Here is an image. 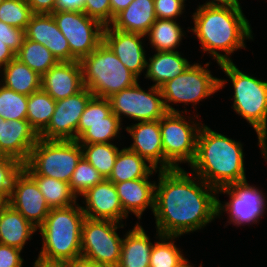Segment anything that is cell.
I'll use <instances>...</instances> for the list:
<instances>
[{"label":"cell","mask_w":267,"mask_h":267,"mask_svg":"<svg viewBox=\"0 0 267 267\" xmlns=\"http://www.w3.org/2000/svg\"><path fill=\"white\" fill-rule=\"evenodd\" d=\"M112 112L121 120L123 115L137 122L160 120L168 111L161 89L153 85L148 91L137 82L108 98Z\"/></svg>","instance_id":"12"},{"label":"cell","mask_w":267,"mask_h":267,"mask_svg":"<svg viewBox=\"0 0 267 267\" xmlns=\"http://www.w3.org/2000/svg\"><path fill=\"white\" fill-rule=\"evenodd\" d=\"M25 38L44 45L58 61L77 60L52 14H33L25 28Z\"/></svg>","instance_id":"20"},{"label":"cell","mask_w":267,"mask_h":267,"mask_svg":"<svg viewBox=\"0 0 267 267\" xmlns=\"http://www.w3.org/2000/svg\"><path fill=\"white\" fill-rule=\"evenodd\" d=\"M2 69L0 83L6 88L27 96L41 89V76L16 57Z\"/></svg>","instance_id":"29"},{"label":"cell","mask_w":267,"mask_h":267,"mask_svg":"<svg viewBox=\"0 0 267 267\" xmlns=\"http://www.w3.org/2000/svg\"><path fill=\"white\" fill-rule=\"evenodd\" d=\"M37 231L9 204L0 213V243L23 250L27 241Z\"/></svg>","instance_id":"27"},{"label":"cell","mask_w":267,"mask_h":267,"mask_svg":"<svg viewBox=\"0 0 267 267\" xmlns=\"http://www.w3.org/2000/svg\"><path fill=\"white\" fill-rule=\"evenodd\" d=\"M158 173L153 215L159 234L181 237L217 218L216 188L194 173L188 175L183 168Z\"/></svg>","instance_id":"1"},{"label":"cell","mask_w":267,"mask_h":267,"mask_svg":"<svg viewBox=\"0 0 267 267\" xmlns=\"http://www.w3.org/2000/svg\"><path fill=\"white\" fill-rule=\"evenodd\" d=\"M124 129L133 140V143L127 148L146 159L156 169L164 170L160 120L138 122Z\"/></svg>","instance_id":"22"},{"label":"cell","mask_w":267,"mask_h":267,"mask_svg":"<svg viewBox=\"0 0 267 267\" xmlns=\"http://www.w3.org/2000/svg\"><path fill=\"white\" fill-rule=\"evenodd\" d=\"M58 28L67 39L70 53L80 61L103 41L104 26L83 11H54Z\"/></svg>","instance_id":"13"},{"label":"cell","mask_w":267,"mask_h":267,"mask_svg":"<svg viewBox=\"0 0 267 267\" xmlns=\"http://www.w3.org/2000/svg\"><path fill=\"white\" fill-rule=\"evenodd\" d=\"M86 0H56L54 11H83Z\"/></svg>","instance_id":"45"},{"label":"cell","mask_w":267,"mask_h":267,"mask_svg":"<svg viewBox=\"0 0 267 267\" xmlns=\"http://www.w3.org/2000/svg\"><path fill=\"white\" fill-rule=\"evenodd\" d=\"M80 64L84 87L96 97L108 99L139 81L104 41L89 55L83 57Z\"/></svg>","instance_id":"6"},{"label":"cell","mask_w":267,"mask_h":267,"mask_svg":"<svg viewBox=\"0 0 267 267\" xmlns=\"http://www.w3.org/2000/svg\"><path fill=\"white\" fill-rule=\"evenodd\" d=\"M219 66L232 81L233 110L254 128L262 156L267 160V81L240 71L233 61Z\"/></svg>","instance_id":"5"},{"label":"cell","mask_w":267,"mask_h":267,"mask_svg":"<svg viewBox=\"0 0 267 267\" xmlns=\"http://www.w3.org/2000/svg\"><path fill=\"white\" fill-rule=\"evenodd\" d=\"M94 95L84 87L80 92L56 101L48 126L39 134L44 140H77V127L83 111Z\"/></svg>","instance_id":"15"},{"label":"cell","mask_w":267,"mask_h":267,"mask_svg":"<svg viewBox=\"0 0 267 267\" xmlns=\"http://www.w3.org/2000/svg\"><path fill=\"white\" fill-rule=\"evenodd\" d=\"M159 241H155L150 254L149 267H177L186 258L175 245L179 236L161 235L156 231Z\"/></svg>","instance_id":"35"},{"label":"cell","mask_w":267,"mask_h":267,"mask_svg":"<svg viewBox=\"0 0 267 267\" xmlns=\"http://www.w3.org/2000/svg\"><path fill=\"white\" fill-rule=\"evenodd\" d=\"M56 0H27L33 14H52Z\"/></svg>","instance_id":"44"},{"label":"cell","mask_w":267,"mask_h":267,"mask_svg":"<svg viewBox=\"0 0 267 267\" xmlns=\"http://www.w3.org/2000/svg\"><path fill=\"white\" fill-rule=\"evenodd\" d=\"M209 65V62L205 66L191 64L183 73L160 87L168 112H181L184 115L183 111H177L170 103H184L185 106L192 103L195 107L197 103L225 87L227 81L213 77L207 68Z\"/></svg>","instance_id":"8"},{"label":"cell","mask_w":267,"mask_h":267,"mask_svg":"<svg viewBox=\"0 0 267 267\" xmlns=\"http://www.w3.org/2000/svg\"><path fill=\"white\" fill-rule=\"evenodd\" d=\"M186 0H154L156 19L177 20L185 9Z\"/></svg>","instance_id":"41"},{"label":"cell","mask_w":267,"mask_h":267,"mask_svg":"<svg viewBox=\"0 0 267 267\" xmlns=\"http://www.w3.org/2000/svg\"><path fill=\"white\" fill-rule=\"evenodd\" d=\"M38 139L27 120H0V155L25 164Z\"/></svg>","instance_id":"19"},{"label":"cell","mask_w":267,"mask_h":267,"mask_svg":"<svg viewBox=\"0 0 267 267\" xmlns=\"http://www.w3.org/2000/svg\"><path fill=\"white\" fill-rule=\"evenodd\" d=\"M219 193L229 195L230 199L222 204L217 198V217L227 212L229 224L232 222L239 227L258 223L267 210L266 196L256 186L248 184L247 180L220 187L217 189V194Z\"/></svg>","instance_id":"11"},{"label":"cell","mask_w":267,"mask_h":267,"mask_svg":"<svg viewBox=\"0 0 267 267\" xmlns=\"http://www.w3.org/2000/svg\"><path fill=\"white\" fill-rule=\"evenodd\" d=\"M190 65L179 51H156V54L147 60L144 78L151 79L155 82L153 86L160 88L167 81L183 73Z\"/></svg>","instance_id":"25"},{"label":"cell","mask_w":267,"mask_h":267,"mask_svg":"<svg viewBox=\"0 0 267 267\" xmlns=\"http://www.w3.org/2000/svg\"><path fill=\"white\" fill-rule=\"evenodd\" d=\"M122 125L112 112L110 100L93 96L81 115L76 141L80 144L112 143L119 137Z\"/></svg>","instance_id":"14"},{"label":"cell","mask_w":267,"mask_h":267,"mask_svg":"<svg viewBox=\"0 0 267 267\" xmlns=\"http://www.w3.org/2000/svg\"><path fill=\"white\" fill-rule=\"evenodd\" d=\"M84 158L107 179L114 167L119 148L113 143L80 144Z\"/></svg>","instance_id":"34"},{"label":"cell","mask_w":267,"mask_h":267,"mask_svg":"<svg viewBox=\"0 0 267 267\" xmlns=\"http://www.w3.org/2000/svg\"><path fill=\"white\" fill-rule=\"evenodd\" d=\"M24 39V29L12 27L0 21V41L5 43L15 54L19 52Z\"/></svg>","instance_id":"42"},{"label":"cell","mask_w":267,"mask_h":267,"mask_svg":"<svg viewBox=\"0 0 267 267\" xmlns=\"http://www.w3.org/2000/svg\"><path fill=\"white\" fill-rule=\"evenodd\" d=\"M50 208H65L77 203V197L67 182L46 176H31Z\"/></svg>","instance_id":"32"},{"label":"cell","mask_w":267,"mask_h":267,"mask_svg":"<svg viewBox=\"0 0 267 267\" xmlns=\"http://www.w3.org/2000/svg\"><path fill=\"white\" fill-rule=\"evenodd\" d=\"M8 201L37 229L51 210L36 181L24 169L16 176Z\"/></svg>","instance_id":"16"},{"label":"cell","mask_w":267,"mask_h":267,"mask_svg":"<svg viewBox=\"0 0 267 267\" xmlns=\"http://www.w3.org/2000/svg\"><path fill=\"white\" fill-rule=\"evenodd\" d=\"M143 34L124 32L111 25L104 26L103 41L119 60L138 78L146 70V51L142 41Z\"/></svg>","instance_id":"17"},{"label":"cell","mask_w":267,"mask_h":267,"mask_svg":"<svg viewBox=\"0 0 267 267\" xmlns=\"http://www.w3.org/2000/svg\"><path fill=\"white\" fill-rule=\"evenodd\" d=\"M239 0H209L202 5H217V6H240Z\"/></svg>","instance_id":"49"},{"label":"cell","mask_w":267,"mask_h":267,"mask_svg":"<svg viewBox=\"0 0 267 267\" xmlns=\"http://www.w3.org/2000/svg\"><path fill=\"white\" fill-rule=\"evenodd\" d=\"M157 171L159 170L146 159L125 147L119 151L112 172L107 180L113 183H121L153 176V173H157Z\"/></svg>","instance_id":"28"},{"label":"cell","mask_w":267,"mask_h":267,"mask_svg":"<svg viewBox=\"0 0 267 267\" xmlns=\"http://www.w3.org/2000/svg\"><path fill=\"white\" fill-rule=\"evenodd\" d=\"M84 88L80 61H59L41 76V89L55 101L70 97Z\"/></svg>","instance_id":"21"},{"label":"cell","mask_w":267,"mask_h":267,"mask_svg":"<svg viewBox=\"0 0 267 267\" xmlns=\"http://www.w3.org/2000/svg\"><path fill=\"white\" fill-rule=\"evenodd\" d=\"M85 218L78 203L65 208H51L37 229L43 240L36 261L62 265L81 256V234Z\"/></svg>","instance_id":"4"},{"label":"cell","mask_w":267,"mask_h":267,"mask_svg":"<svg viewBox=\"0 0 267 267\" xmlns=\"http://www.w3.org/2000/svg\"><path fill=\"white\" fill-rule=\"evenodd\" d=\"M183 28L172 19H156L146 36L156 51H177L185 32Z\"/></svg>","instance_id":"30"},{"label":"cell","mask_w":267,"mask_h":267,"mask_svg":"<svg viewBox=\"0 0 267 267\" xmlns=\"http://www.w3.org/2000/svg\"><path fill=\"white\" fill-rule=\"evenodd\" d=\"M18 248L0 243V267H23L24 259Z\"/></svg>","instance_id":"43"},{"label":"cell","mask_w":267,"mask_h":267,"mask_svg":"<svg viewBox=\"0 0 267 267\" xmlns=\"http://www.w3.org/2000/svg\"><path fill=\"white\" fill-rule=\"evenodd\" d=\"M124 237L117 267H149L154 243L151 242L140 223L137 222Z\"/></svg>","instance_id":"26"},{"label":"cell","mask_w":267,"mask_h":267,"mask_svg":"<svg viewBox=\"0 0 267 267\" xmlns=\"http://www.w3.org/2000/svg\"><path fill=\"white\" fill-rule=\"evenodd\" d=\"M55 106L56 101L42 89L28 96L26 120L38 135L48 126Z\"/></svg>","instance_id":"31"},{"label":"cell","mask_w":267,"mask_h":267,"mask_svg":"<svg viewBox=\"0 0 267 267\" xmlns=\"http://www.w3.org/2000/svg\"><path fill=\"white\" fill-rule=\"evenodd\" d=\"M83 150L76 140L39 138L23 169L30 176H46L69 183Z\"/></svg>","instance_id":"7"},{"label":"cell","mask_w":267,"mask_h":267,"mask_svg":"<svg viewBox=\"0 0 267 267\" xmlns=\"http://www.w3.org/2000/svg\"><path fill=\"white\" fill-rule=\"evenodd\" d=\"M133 0H110L111 4V23L114 17L122 10L126 9Z\"/></svg>","instance_id":"48"},{"label":"cell","mask_w":267,"mask_h":267,"mask_svg":"<svg viewBox=\"0 0 267 267\" xmlns=\"http://www.w3.org/2000/svg\"><path fill=\"white\" fill-rule=\"evenodd\" d=\"M156 21L154 0H133L110 24L114 29L146 36Z\"/></svg>","instance_id":"24"},{"label":"cell","mask_w":267,"mask_h":267,"mask_svg":"<svg viewBox=\"0 0 267 267\" xmlns=\"http://www.w3.org/2000/svg\"><path fill=\"white\" fill-rule=\"evenodd\" d=\"M177 267H194V266L190 265V262L188 261V259H185Z\"/></svg>","instance_id":"52"},{"label":"cell","mask_w":267,"mask_h":267,"mask_svg":"<svg viewBox=\"0 0 267 267\" xmlns=\"http://www.w3.org/2000/svg\"><path fill=\"white\" fill-rule=\"evenodd\" d=\"M242 11L241 6L199 5L192 15L191 31L202 51L212 55L218 65L232 62L229 56L246 48L245 40H253L250 23Z\"/></svg>","instance_id":"2"},{"label":"cell","mask_w":267,"mask_h":267,"mask_svg":"<svg viewBox=\"0 0 267 267\" xmlns=\"http://www.w3.org/2000/svg\"><path fill=\"white\" fill-rule=\"evenodd\" d=\"M103 180L104 177L82 156L72 174L69 185L78 198Z\"/></svg>","instance_id":"37"},{"label":"cell","mask_w":267,"mask_h":267,"mask_svg":"<svg viewBox=\"0 0 267 267\" xmlns=\"http://www.w3.org/2000/svg\"><path fill=\"white\" fill-rule=\"evenodd\" d=\"M28 96L0 85V117L4 120H26Z\"/></svg>","instance_id":"36"},{"label":"cell","mask_w":267,"mask_h":267,"mask_svg":"<svg viewBox=\"0 0 267 267\" xmlns=\"http://www.w3.org/2000/svg\"><path fill=\"white\" fill-rule=\"evenodd\" d=\"M149 178L114 183L122 209L127 216L132 212L136 218L141 219L148 207L153 213L156 181L152 183Z\"/></svg>","instance_id":"23"},{"label":"cell","mask_w":267,"mask_h":267,"mask_svg":"<svg viewBox=\"0 0 267 267\" xmlns=\"http://www.w3.org/2000/svg\"><path fill=\"white\" fill-rule=\"evenodd\" d=\"M119 225V226H118ZM122 223L85 218L81 234V256L104 267H117L123 238L117 234Z\"/></svg>","instance_id":"10"},{"label":"cell","mask_w":267,"mask_h":267,"mask_svg":"<svg viewBox=\"0 0 267 267\" xmlns=\"http://www.w3.org/2000/svg\"><path fill=\"white\" fill-rule=\"evenodd\" d=\"M64 267H104L93 260L87 259L83 256L73 258L70 261L62 264Z\"/></svg>","instance_id":"46"},{"label":"cell","mask_w":267,"mask_h":267,"mask_svg":"<svg viewBox=\"0 0 267 267\" xmlns=\"http://www.w3.org/2000/svg\"><path fill=\"white\" fill-rule=\"evenodd\" d=\"M82 196L85 206L81 207L87 218L122 223L123 219L128 217L122 209L114 183L107 179L90 188Z\"/></svg>","instance_id":"18"},{"label":"cell","mask_w":267,"mask_h":267,"mask_svg":"<svg viewBox=\"0 0 267 267\" xmlns=\"http://www.w3.org/2000/svg\"><path fill=\"white\" fill-rule=\"evenodd\" d=\"M33 15L27 0H4L0 3V21L24 29Z\"/></svg>","instance_id":"38"},{"label":"cell","mask_w":267,"mask_h":267,"mask_svg":"<svg viewBox=\"0 0 267 267\" xmlns=\"http://www.w3.org/2000/svg\"><path fill=\"white\" fill-rule=\"evenodd\" d=\"M8 204V197L0 194V213Z\"/></svg>","instance_id":"50"},{"label":"cell","mask_w":267,"mask_h":267,"mask_svg":"<svg viewBox=\"0 0 267 267\" xmlns=\"http://www.w3.org/2000/svg\"><path fill=\"white\" fill-rule=\"evenodd\" d=\"M15 57L16 54L5 43L0 41V69Z\"/></svg>","instance_id":"47"},{"label":"cell","mask_w":267,"mask_h":267,"mask_svg":"<svg viewBox=\"0 0 267 267\" xmlns=\"http://www.w3.org/2000/svg\"><path fill=\"white\" fill-rule=\"evenodd\" d=\"M243 144L202 124L191 172L218 189L246 181Z\"/></svg>","instance_id":"3"},{"label":"cell","mask_w":267,"mask_h":267,"mask_svg":"<svg viewBox=\"0 0 267 267\" xmlns=\"http://www.w3.org/2000/svg\"><path fill=\"white\" fill-rule=\"evenodd\" d=\"M16 58L22 63H25L33 71L37 72L40 76L59 62L44 45L26 38L19 52L16 54Z\"/></svg>","instance_id":"33"},{"label":"cell","mask_w":267,"mask_h":267,"mask_svg":"<svg viewBox=\"0 0 267 267\" xmlns=\"http://www.w3.org/2000/svg\"><path fill=\"white\" fill-rule=\"evenodd\" d=\"M83 12L88 17L98 20L103 26L111 24L110 0H86Z\"/></svg>","instance_id":"40"},{"label":"cell","mask_w":267,"mask_h":267,"mask_svg":"<svg viewBox=\"0 0 267 267\" xmlns=\"http://www.w3.org/2000/svg\"><path fill=\"white\" fill-rule=\"evenodd\" d=\"M33 267H64V266L58 264H44L35 260Z\"/></svg>","instance_id":"51"},{"label":"cell","mask_w":267,"mask_h":267,"mask_svg":"<svg viewBox=\"0 0 267 267\" xmlns=\"http://www.w3.org/2000/svg\"><path fill=\"white\" fill-rule=\"evenodd\" d=\"M182 116L181 112H167L160 119V131L164 153V170L190 166L196 156L197 136L201 122Z\"/></svg>","instance_id":"9"},{"label":"cell","mask_w":267,"mask_h":267,"mask_svg":"<svg viewBox=\"0 0 267 267\" xmlns=\"http://www.w3.org/2000/svg\"><path fill=\"white\" fill-rule=\"evenodd\" d=\"M20 161L0 155V194L10 197L14 180L23 169Z\"/></svg>","instance_id":"39"}]
</instances>
